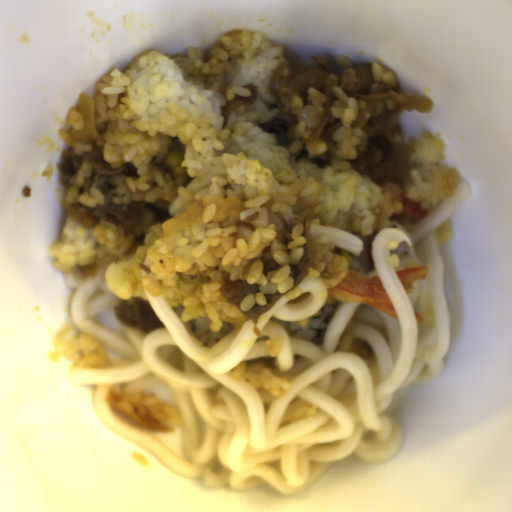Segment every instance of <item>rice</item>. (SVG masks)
<instances>
[{
    "instance_id": "1",
    "label": "rice",
    "mask_w": 512,
    "mask_h": 512,
    "mask_svg": "<svg viewBox=\"0 0 512 512\" xmlns=\"http://www.w3.org/2000/svg\"><path fill=\"white\" fill-rule=\"evenodd\" d=\"M280 64L296 73L280 46L244 28L226 33L213 48L144 51L125 70H113L95 87L94 123L101 141L73 138V130L84 127L78 105L69 109L58 135L76 155L102 147L111 167H126L125 179L118 185L96 181L84 191L92 170L84 161L66 187V209L74 203L96 209L109 190L116 192V206L167 200L172 218L205 206L202 223L169 236L162 235L163 224L149 229L143 245L157 280L230 272L231 282L260 289L241 300L245 312L266 306V294L280 291L292 300L301 295L289 266L302 259L303 234L313 224L366 236L394 226L392 217L404 207L400 185L376 184L346 161L356 159L364 133L352 128L355 98L336 86L330 111L342 126L335 129V156L328 167L317 169L307 158L292 156L326 151L322 140L304 141L325 112L327 97L314 87L307 89L311 105L297 96L291 100L298 122L290 147L258 125L280 113L268 88ZM251 83L258 87L257 100L240 106L221 128L222 105L235 94L249 96L243 86ZM223 198L250 208L239 217L219 213L215 202ZM267 246L282 266L265 277L261 255Z\"/></svg>"
},
{
    "instance_id": "2",
    "label": "rice",
    "mask_w": 512,
    "mask_h": 512,
    "mask_svg": "<svg viewBox=\"0 0 512 512\" xmlns=\"http://www.w3.org/2000/svg\"><path fill=\"white\" fill-rule=\"evenodd\" d=\"M408 142L414 144L410 157L414 168L408 184L403 187L404 197L422 209L437 206L454 195L461 180L454 167L441 163L447 143L429 131Z\"/></svg>"
},
{
    "instance_id": "3",
    "label": "rice",
    "mask_w": 512,
    "mask_h": 512,
    "mask_svg": "<svg viewBox=\"0 0 512 512\" xmlns=\"http://www.w3.org/2000/svg\"><path fill=\"white\" fill-rule=\"evenodd\" d=\"M133 234H124L123 226L99 222L83 227L66 213V222L58 241L51 245L53 266L64 270L90 265L101 256L126 254L134 242Z\"/></svg>"
},
{
    "instance_id": "4",
    "label": "rice",
    "mask_w": 512,
    "mask_h": 512,
    "mask_svg": "<svg viewBox=\"0 0 512 512\" xmlns=\"http://www.w3.org/2000/svg\"><path fill=\"white\" fill-rule=\"evenodd\" d=\"M75 330L72 326H65L58 331L54 349L48 354L50 360L58 362L63 358L77 368L85 369L109 367L112 360L104 344Z\"/></svg>"
},
{
    "instance_id": "5",
    "label": "rice",
    "mask_w": 512,
    "mask_h": 512,
    "mask_svg": "<svg viewBox=\"0 0 512 512\" xmlns=\"http://www.w3.org/2000/svg\"><path fill=\"white\" fill-rule=\"evenodd\" d=\"M223 285L216 282L204 283L200 296L184 298L183 307H202L206 317L210 320V330L219 331L224 325L234 327L246 320L245 316L233 305L221 298Z\"/></svg>"
},
{
    "instance_id": "6",
    "label": "rice",
    "mask_w": 512,
    "mask_h": 512,
    "mask_svg": "<svg viewBox=\"0 0 512 512\" xmlns=\"http://www.w3.org/2000/svg\"><path fill=\"white\" fill-rule=\"evenodd\" d=\"M117 395L121 398L119 404L124 409L135 411L138 415L151 416L161 424L173 428L184 423L181 412L155 394L122 392Z\"/></svg>"
},
{
    "instance_id": "7",
    "label": "rice",
    "mask_w": 512,
    "mask_h": 512,
    "mask_svg": "<svg viewBox=\"0 0 512 512\" xmlns=\"http://www.w3.org/2000/svg\"><path fill=\"white\" fill-rule=\"evenodd\" d=\"M233 378L242 379L254 389H262L269 397H281L290 388L283 377H277L268 363L263 361L240 362L232 369Z\"/></svg>"
},
{
    "instance_id": "8",
    "label": "rice",
    "mask_w": 512,
    "mask_h": 512,
    "mask_svg": "<svg viewBox=\"0 0 512 512\" xmlns=\"http://www.w3.org/2000/svg\"><path fill=\"white\" fill-rule=\"evenodd\" d=\"M347 268L348 264L344 257L328 251L314 267L308 270L305 277L319 280L328 289L343 281Z\"/></svg>"
},
{
    "instance_id": "9",
    "label": "rice",
    "mask_w": 512,
    "mask_h": 512,
    "mask_svg": "<svg viewBox=\"0 0 512 512\" xmlns=\"http://www.w3.org/2000/svg\"><path fill=\"white\" fill-rule=\"evenodd\" d=\"M372 74L377 83L384 85H397V80L391 69L382 63L371 64Z\"/></svg>"
},
{
    "instance_id": "10",
    "label": "rice",
    "mask_w": 512,
    "mask_h": 512,
    "mask_svg": "<svg viewBox=\"0 0 512 512\" xmlns=\"http://www.w3.org/2000/svg\"><path fill=\"white\" fill-rule=\"evenodd\" d=\"M317 410L318 409L312 405H308V404L299 405L291 413V415L289 417V421L291 423V422H295V421L305 418V417H310V416L316 414Z\"/></svg>"
},
{
    "instance_id": "11",
    "label": "rice",
    "mask_w": 512,
    "mask_h": 512,
    "mask_svg": "<svg viewBox=\"0 0 512 512\" xmlns=\"http://www.w3.org/2000/svg\"><path fill=\"white\" fill-rule=\"evenodd\" d=\"M140 284L142 288L147 291L153 297L160 296L163 293L160 285L153 280L150 276H142Z\"/></svg>"
},
{
    "instance_id": "12",
    "label": "rice",
    "mask_w": 512,
    "mask_h": 512,
    "mask_svg": "<svg viewBox=\"0 0 512 512\" xmlns=\"http://www.w3.org/2000/svg\"><path fill=\"white\" fill-rule=\"evenodd\" d=\"M435 235L437 237L438 244L447 243L453 238L454 231L450 228L449 219L435 230Z\"/></svg>"
},
{
    "instance_id": "13",
    "label": "rice",
    "mask_w": 512,
    "mask_h": 512,
    "mask_svg": "<svg viewBox=\"0 0 512 512\" xmlns=\"http://www.w3.org/2000/svg\"><path fill=\"white\" fill-rule=\"evenodd\" d=\"M265 344L267 346V352L270 355V357H276L277 355L280 354V352L283 349V336H278L274 339H268Z\"/></svg>"
},
{
    "instance_id": "14",
    "label": "rice",
    "mask_w": 512,
    "mask_h": 512,
    "mask_svg": "<svg viewBox=\"0 0 512 512\" xmlns=\"http://www.w3.org/2000/svg\"><path fill=\"white\" fill-rule=\"evenodd\" d=\"M337 67H344V66H356L358 65L355 61L351 60L350 58L340 55L337 59L335 64Z\"/></svg>"
}]
</instances>
